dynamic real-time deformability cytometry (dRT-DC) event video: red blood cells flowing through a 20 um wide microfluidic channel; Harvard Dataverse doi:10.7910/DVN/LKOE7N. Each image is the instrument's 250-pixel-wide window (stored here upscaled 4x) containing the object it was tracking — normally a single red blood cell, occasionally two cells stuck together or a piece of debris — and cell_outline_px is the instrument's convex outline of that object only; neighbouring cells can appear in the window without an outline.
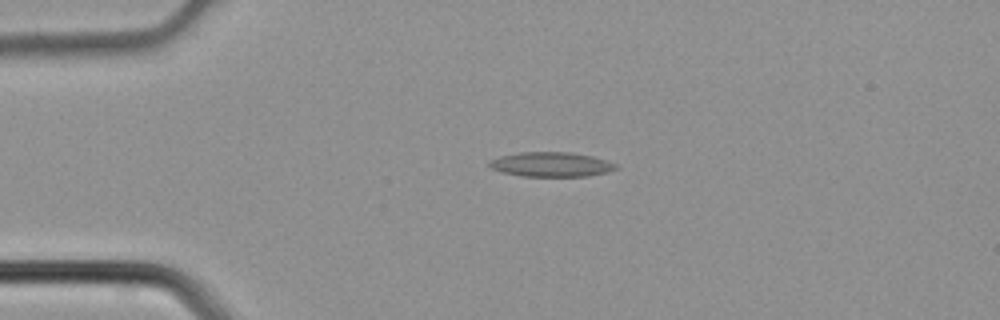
{"species": "common noctule bat (a hibernating species)", "species_latin": "Nyctalus noctula", "temperature_condition": "cold", "stored_images_in_passage": 4, "camera_frame_rate_fps": 3000, "um_per_image_px": 0.085, "animal": {"sex": "male", "body_mass_g": 21.5, "forearm_length_mm": 52.0}, "frame": {"image": 1, "passage_image": 3, "time_ms": 0.667, "image_size_px": [1000, 320], "cell_outline_px": [[616, 168], [608, 172], [588, 176], [520, 176], [504, 172], [492, 168], [488, 164], [488, 160], [500, 156], [520, 152], [572, 152], [592, 156], [616, 164]], "centroid_in_image_um": [46.83, 13.97], "position_along_channel_um": 38.2, "area_um2": 18.03}}